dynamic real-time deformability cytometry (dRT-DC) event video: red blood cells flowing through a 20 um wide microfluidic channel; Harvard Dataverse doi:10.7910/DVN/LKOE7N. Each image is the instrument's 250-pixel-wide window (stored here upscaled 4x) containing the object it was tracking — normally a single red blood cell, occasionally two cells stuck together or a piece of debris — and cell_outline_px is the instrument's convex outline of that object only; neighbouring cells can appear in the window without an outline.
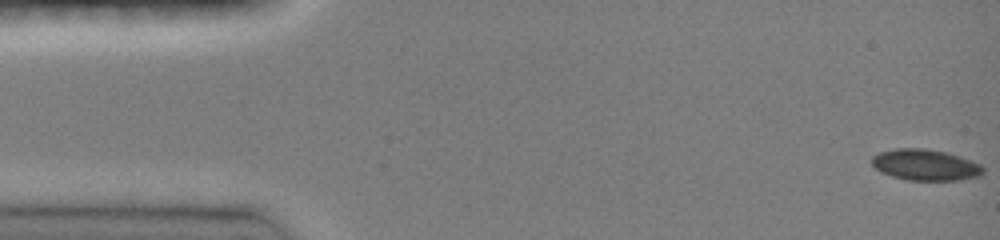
{"species": "common noctule bat (a hibernating species)", "species_latin": "Nyctalus noctula", "temperature_condition": "room temperature", "stored_images_in_passage": 48, "camera_frame_rate_fps": 3000, "um_per_image_px": 0.085, "animal": {"sex": "female", "body_mass_g": 19.0, "forearm_length_mm": 51.5}, "frame": {"image": 1, "passage_image": 1, "time_ms": 0.0, "image_size_px": [1000, 240], "cell_outline_px": [[984, 172], [980, 176], [960, 180], [908, 180], [892, 176], [880, 172], [872, 164], [872, 156], [880, 152], [896, 148], [924, 148], [944, 152], [960, 156], [980, 164], [984, 168]], "centroid_in_image_um": [78.66, 14.02], "position_along_channel_um": 6.3, "area_um2": 20.17}}
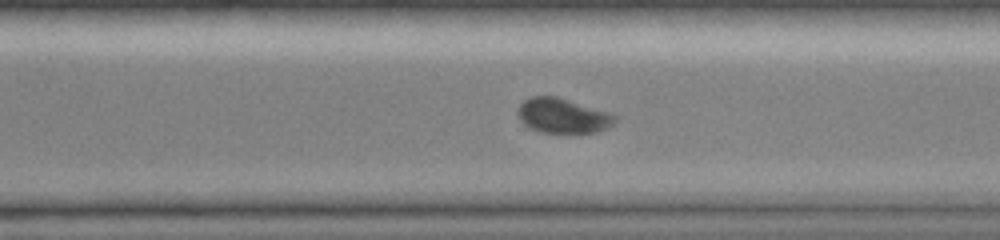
{"frame": {"image": 2, "passage_image": 34, "time_ms": 11.0, "image_size_px": [1000, 240], "cell_outline_px": [[616, 120], [608, 128], [596, 132], [540, 132], [528, 128], [520, 120], [516, 112], [516, 108], [524, 100], [532, 96], [556, 96], [612, 112], [616, 116]], "centroid_in_image_um": [47.82, 9.82], "position_along_channel_um": 322.8, "area_um2": 19.94}}
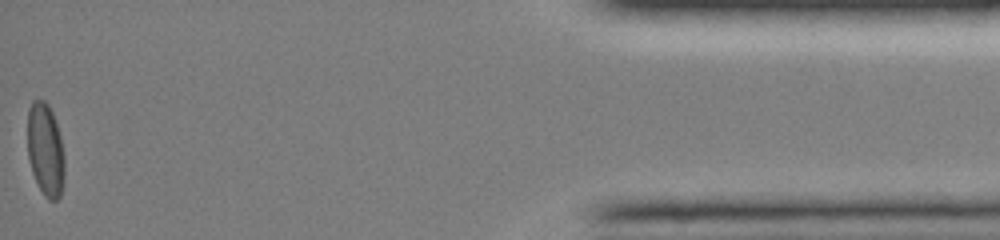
{"frame": {"image": 3, "passage_image": 48, "time_ms": 15.667, "image_size_px": [1000, 240], "cell_outline_px": [[64, 184], [60, 196], [56, 200], [48, 200], [44, 196], [32, 172], [28, 160], [28, 108], [32, 100], [44, 100], [48, 104], [52, 112], [60, 136], [64, 156]], "centroid_in_image_um": [3.86, 12.74], "position_along_channel_um": 431.3, "area_um2": 20.11}, "authors_computed_cell_mechanics": {"area_um2": 20.3745, "velocity_mm_per_s": 4.0139, "shape_relaxation_time_tau1_ms": 5.0402, "shape_relaxation_time_tau2_ms": 1.3207, "deformation_change_tau1": 0.0969, "deformation_change_tau2": 0.0416}}